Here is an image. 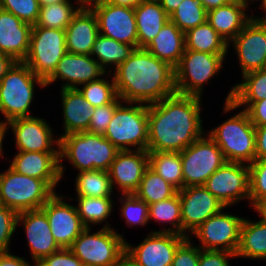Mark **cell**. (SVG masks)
Segmentation results:
<instances>
[{
  "label": "cell",
  "instance_id": "cell-1",
  "mask_svg": "<svg viewBox=\"0 0 266 266\" xmlns=\"http://www.w3.org/2000/svg\"><path fill=\"white\" fill-rule=\"evenodd\" d=\"M203 98L174 94L148 104V152H181L206 131Z\"/></svg>",
  "mask_w": 266,
  "mask_h": 266
},
{
  "label": "cell",
  "instance_id": "cell-2",
  "mask_svg": "<svg viewBox=\"0 0 266 266\" xmlns=\"http://www.w3.org/2000/svg\"><path fill=\"white\" fill-rule=\"evenodd\" d=\"M111 74L123 102L148 105L176 94L174 68L145 48H135Z\"/></svg>",
  "mask_w": 266,
  "mask_h": 266
},
{
  "label": "cell",
  "instance_id": "cell-3",
  "mask_svg": "<svg viewBox=\"0 0 266 266\" xmlns=\"http://www.w3.org/2000/svg\"><path fill=\"white\" fill-rule=\"evenodd\" d=\"M119 150L103 135L89 132L70 133L59 137V170L61 179L66 172L67 160L75 170L109 171Z\"/></svg>",
  "mask_w": 266,
  "mask_h": 266
},
{
  "label": "cell",
  "instance_id": "cell-4",
  "mask_svg": "<svg viewBox=\"0 0 266 266\" xmlns=\"http://www.w3.org/2000/svg\"><path fill=\"white\" fill-rule=\"evenodd\" d=\"M37 87L45 89V81L23 61H16L0 81V113L5 119L0 123L5 125L17 118L34 116L30 108L37 97Z\"/></svg>",
  "mask_w": 266,
  "mask_h": 266
},
{
  "label": "cell",
  "instance_id": "cell-5",
  "mask_svg": "<svg viewBox=\"0 0 266 266\" xmlns=\"http://www.w3.org/2000/svg\"><path fill=\"white\" fill-rule=\"evenodd\" d=\"M206 133L219 146L226 161L249 165L256 160L255 126L244 109Z\"/></svg>",
  "mask_w": 266,
  "mask_h": 266
},
{
  "label": "cell",
  "instance_id": "cell-6",
  "mask_svg": "<svg viewBox=\"0 0 266 266\" xmlns=\"http://www.w3.org/2000/svg\"><path fill=\"white\" fill-rule=\"evenodd\" d=\"M58 192L47 180L8 169L0 171V203L16 213L41 209Z\"/></svg>",
  "mask_w": 266,
  "mask_h": 266
},
{
  "label": "cell",
  "instance_id": "cell-7",
  "mask_svg": "<svg viewBox=\"0 0 266 266\" xmlns=\"http://www.w3.org/2000/svg\"><path fill=\"white\" fill-rule=\"evenodd\" d=\"M228 55L185 49L174 68L176 93L202 98L205 84L212 82L210 80L221 73Z\"/></svg>",
  "mask_w": 266,
  "mask_h": 266
},
{
  "label": "cell",
  "instance_id": "cell-8",
  "mask_svg": "<svg viewBox=\"0 0 266 266\" xmlns=\"http://www.w3.org/2000/svg\"><path fill=\"white\" fill-rule=\"evenodd\" d=\"M104 137L119 151H147L148 105L122 102L116 108Z\"/></svg>",
  "mask_w": 266,
  "mask_h": 266
},
{
  "label": "cell",
  "instance_id": "cell-9",
  "mask_svg": "<svg viewBox=\"0 0 266 266\" xmlns=\"http://www.w3.org/2000/svg\"><path fill=\"white\" fill-rule=\"evenodd\" d=\"M93 230L85 228L69 249L84 266H114L126 252L127 239L114 228Z\"/></svg>",
  "mask_w": 266,
  "mask_h": 266
},
{
  "label": "cell",
  "instance_id": "cell-10",
  "mask_svg": "<svg viewBox=\"0 0 266 266\" xmlns=\"http://www.w3.org/2000/svg\"><path fill=\"white\" fill-rule=\"evenodd\" d=\"M65 30L32 25L29 50L23 61L44 81L66 54Z\"/></svg>",
  "mask_w": 266,
  "mask_h": 266
},
{
  "label": "cell",
  "instance_id": "cell-11",
  "mask_svg": "<svg viewBox=\"0 0 266 266\" xmlns=\"http://www.w3.org/2000/svg\"><path fill=\"white\" fill-rule=\"evenodd\" d=\"M184 187L204 185L226 161L215 141L205 133L180 152Z\"/></svg>",
  "mask_w": 266,
  "mask_h": 266
},
{
  "label": "cell",
  "instance_id": "cell-12",
  "mask_svg": "<svg viewBox=\"0 0 266 266\" xmlns=\"http://www.w3.org/2000/svg\"><path fill=\"white\" fill-rule=\"evenodd\" d=\"M224 207L217 214L209 217L194 230L188 238H196L203 250L228 251L236 254L240 241L243 216L230 213ZM225 210L228 212H225Z\"/></svg>",
  "mask_w": 266,
  "mask_h": 266
},
{
  "label": "cell",
  "instance_id": "cell-13",
  "mask_svg": "<svg viewBox=\"0 0 266 266\" xmlns=\"http://www.w3.org/2000/svg\"><path fill=\"white\" fill-rule=\"evenodd\" d=\"M225 207H232L249 198V165L225 162L203 185Z\"/></svg>",
  "mask_w": 266,
  "mask_h": 266
},
{
  "label": "cell",
  "instance_id": "cell-14",
  "mask_svg": "<svg viewBox=\"0 0 266 266\" xmlns=\"http://www.w3.org/2000/svg\"><path fill=\"white\" fill-rule=\"evenodd\" d=\"M5 125L8 131L11 129V135H14L13 146H16V151L59 152V136L45 118L40 116L17 118Z\"/></svg>",
  "mask_w": 266,
  "mask_h": 266
},
{
  "label": "cell",
  "instance_id": "cell-15",
  "mask_svg": "<svg viewBox=\"0 0 266 266\" xmlns=\"http://www.w3.org/2000/svg\"><path fill=\"white\" fill-rule=\"evenodd\" d=\"M89 7L97 17L99 34L138 48L134 8L117 6L106 0L91 3Z\"/></svg>",
  "mask_w": 266,
  "mask_h": 266
},
{
  "label": "cell",
  "instance_id": "cell-16",
  "mask_svg": "<svg viewBox=\"0 0 266 266\" xmlns=\"http://www.w3.org/2000/svg\"><path fill=\"white\" fill-rule=\"evenodd\" d=\"M187 237L168 232H148L137 246L126 241V253L139 266H171L177 248Z\"/></svg>",
  "mask_w": 266,
  "mask_h": 266
},
{
  "label": "cell",
  "instance_id": "cell-17",
  "mask_svg": "<svg viewBox=\"0 0 266 266\" xmlns=\"http://www.w3.org/2000/svg\"><path fill=\"white\" fill-rule=\"evenodd\" d=\"M228 45L229 49L231 45L233 46L241 76L248 72L266 69V23L251 18Z\"/></svg>",
  "mask_w": 266,
  "mask_h": 266
},
{
  "label": "cell",
  "instance_id": "cell-18",
  "mask_svg": "<svg viewBox=\"0 0 266 266\" xmlns=\"http://www.w3.org/2000/svg\"><path fill=\"white\" fill-rule=\"evenodd\" d=\"M181 201L182 236H188L225 206L203 185L177 191Z\"/></svg>",
  "mask_w": 266,
  "mask_h": 266
},
{
  "label": "cell",
  "instance_id": "cell-19",
  "mask_svg": "<svg viewBox=\"0 0 266 266\" xmlns=\"http://www.w3.org/2000/svg\"><path fill=\"white\" fill-rule=\"evenodd\" d=\"M106 73L91 55L66 52L54 72L45 80V86L47 88L61 80V89H78L86 83L100 79Z\"/></svg>",
  "mask_w": 266,
  "mask_h": 266
},
{
  "label": "cell",
  "instance_id": "cell-20",
  "mask_svg": "<svg viewBox=\"0 0 266 266\" xmlns=\"http://www.w3.org/2000/svg\"><path fill=\"white\" fill-rule=\"evenodd\" d=\"M66 196L55 193L41 208L48 218L51 233L61 248H69L85 229L75 204L65 201Z\"/></svg>",
  "mask_w": 266,
  "mask_h": 266
},
{
  "label": "cell",
  "instance_id": "cell-21",
  "mask_svg": "<svg viewBox=\"0 0 266 266\" xmlns=\"http://www.w3.org/2000/svg\"><path fill=\"white\" fill-rule=\"evenodd\" d=\"M20 225L26 235L32 264H37L42 258L61 249L51 233L48 218L42 209L18 213L17 229Z\"/></svg>",
  "mask_w": 266,
  "mask_h": 266
},
{
  "label": "cell",
  "instance_id": "cell-22",
  "mask_svg": "<svg viewBox=\"0 0 266 266\" xmlns=\"http://www.w3.org/2000/svg\"><path fill=\"white\" fill-rule=\"evenodd\" d=\"M148 167V151H119L108 171L113 190L119 189L116 194L135 193Z\"/></svg>",
  "mask_w": 266,
  "mask_h": 266
},
{
  "label": "cell",
  "instance_id": "cell-23",
  "mask_svg": "<svg viewBox=\"0 0 266 266\" xmlns=\"http://www.w3.org/2000/svg\"><path fill=\"white\" fill-rule=\"evenodd\" d=\"M9 167L19 174L47 180L55 189L60 183L59 152L17 151Z\"/></svg>",
  "mask_w": 266,
  "mask_h": 266
},
{
  "label": "cell",
  "instance_id": "cell-24",
  "mask_svg": "<svg viewBox=\"0 0 266 266\" xmlns=\"http://www.w3.org/2000/svg\"><path fill=\"white\" fill-rule=\"evenodd\" d=\"M98 35V20L95 13L89 6H82L65 29L67 52L90 55Z\"/></svg>",
  "mask_w": 266,
  "mask_h": 266
},
{
  "label": "cell",
  "instance_id": "cell-25",
  "mask_svg": "<svg viewBox=\"0 0 266 266\" xmlns=\"http://www.w3.org/2000/svg\"><path fill=\"white\" fill-rule=\"evenodd\" d=\"M32 25L0 8V51L15 61H24L28 54Z\"/></svg>",
  "mask_w": 266,
  "mask_h": 266
},
{
  "label": "cell",
  "instance_id": "cell-26",
  "mask_svg": "<svg viewBox=\"0 0 266 266\" xmlns=\"http://www.w3.org/2000/svg\"><path fill=\"white\" fill-rule=\"evenodd\" d=\"M251 0H232L207 12L206 21L229 44L251 19ZM249 8V9H248Z\"/></svg>",
  "mask_w": 266,
  "mask_h": 266
},
{
  "label": "cell",
  "instance_id": "cell-27",
  "mask_svg": "<svg viewBox=\"0 0 266 266\" xmlns=\"http://www.w3.org/2000/svg\"><path fill=\"white\" fill-rule=\"evenodd\" d=\"M62 114V133L59 137L70 133L86 132L89 127L94 107L84 98L78 89H60Z\"/></svg>",
  "mask_w": 266,
  "mask_h": 266
},
{
  "label": "cell",
  "instance_id": "cell-28",
  "mask_svg": "<svg viewBox=\"0 0 266 266\" xmlns=\"http://www.w3.org/2000/svg\"><path fill=\"white\" fill-rule=\"evenodd\" d=\"M145 49L175 68L186 49L185 33L169 20Z\"/></svg>",
  "mask_w": 266,
  "mask_h": 266
},
{
  "label": "cell",
  "instance_id": "cell-29",
  "mask_svg": "<svg viewBox=\"0 0 266 266\" xmlns=\"http://www.w3.org/2000/svg\"><path fill=\"white\" fill-rule=\"evenodd\" d=\"M138 48H145L169 21L158 0H144L134 8Z\"/></svg>",
  "mask_w": 266,
  "mask_h": 266
},
{
  "label": "cell",
  "instance_id": "cell-30",
  "mask_svg": "<svg viewBox=\"0 0 266 266\" xmlns=\"http://www.w3.org/2000/svg\"><path fill=\"white\" fill-rule=\"evenodd\" d=\"M266 260V222L259 218L258 221L244 218L240 231V241L236 258Z\"/></svg>",
  "mask_w": 266,
  "mask_h": 266
},
{
  "label": "cell",
  "instance_id": "cell-31",
  "mask_svg": "<svg viewBox=\"0 0 266 266\" xmlns=\"http://www.w3.org/2000/svg\"><path fill=\"white\" fill-rule=\"evenodd\" d=\"M66 200H75L78 215L85 228H92L104 222L102 228H114L107 221L115 208L113 197H74L66 195ZM106 221V222H105ZM93 225V226H92ZM112 226V227H111Z\"/></svg>",
  "mask_w": 266,
  "mask_h": 266
},
{
  "label": "cell",
  "instance_id": "cell-32",
  "mask_svg": "<svg viewBox=\"0 0 266 266\" xmlns=\"http://www.w3.org/2000/svg\"><path fill=\"white\" fill-rule=\"evenodd\" d=\"M241 79L240 83L231 86L224 102L254 103L266 98V69L248 72Z\"/></svg>",
  "mask_w": 266,
  "mask_h": 266
},
{
  "label": "cell",
  "instance_id": "cell-33",
  "mask_svg": "<svg viewBox=\"0 0 266 266\" xmlns=\"http://www.w3.org/2000/svg\"><path fill=\"white\" fill-rule=\"evenodd\" d=\"M134 49L131 45L99 34L90 55L107 73H111L130 56Z\"/></svg>",
  "mask_w": 266,
  "mask_h": 266
},
{
  "label": "cell",
  "instance_id": "cell-34",
  "mask_svg": "<svg viewBox=\"0 0 266 266\" xmlns=\"http://www.w3.org/2000/svg\"><path fill=\"white\" fill-rule=\"evenodd\" d=\"M186 49L209 54H228L229 45L212 27L205 21L203 24L189 29L185 33Z\"/></svg>",
  "mask_w": 266,
  "mask_h": 266
},
{
  "label": "cell",
  "instance_id": "cell-35",
  "mask_svg": "<svg viewBox=\"0 0 266 266\" xmlns=\"http://www.w3.org/2000/svg\"><path fill=\"white\" fill-rule=\"evenodd\" d=\"M149 223L155 221L158 224H167L163 230H153L151 232H168L182 235L181 201L178 192L169 199L159 201L149 205ZM169 223V224H168Z\"/></svg>",
  "mask_w": 266,
  "mask_h": 266
},
{
  "label": "cell",
  "instance_id": "cell-36",
  "mask_svg": "<svg viewBox=\"0 0 266 266\" xmlns=\"http://www.w3.org/2000/svg\"><path fill=\"white\" fill-rule=\"evenodd\" d=\"M76 197H113L110 175L105 170L80 171L75 177Z\"/></svg>",
  "mask_w": 266,
  "mask_h": 266
},
{
  "label": "cell",
  "instance_id": "cell-37",
  "mask_svg": "<svg viewBox=\"0 0 266 266\" xmlns=\"http://www.w3.org/2000/svg\"><path fill=\"white\" fill-rule=\"evenodd\" d=\"M149 167L177 190L184 188L180 152H148Z\"/></svg>",
  "mask_w": 266,
  "mask_h": 266
},
{
  "label": "cell",
  "instance_id": "cell-38",
  "mask_svg": "<svg viewBox=\"0 0 266 266\" xmlns=\"http://www.w3.org/2000/svg\"><path fill=\"white\" fill-rule=\"evenodd\" d=\"M83 5L78 1L68 0L40 6L37 26L65 30L71 23L73 16Z\"/></svg>",
  "mask_w": 266,
  "mask_h": 266
},
{
  "label": "cell",
  "instance_id": "cell-39",
  "mask_svg": "<svg viewBox=\"0 0 266 266\" xmlns=\"http://www.w3.org/2000/svg\"><path fill=\"white\" fill-rule=\"evenodd\" d=\"M177 191L170 183L148 167L138 190L134 194L150 205L171 198Z\"/></svg>",
  "mask_w": 266,
  "mask_h": 266
},
{
  "label": "cell",
  "instance_id": "cell-40",
  "mask_svg": "<svg viewBox=\"0 0 266 266\" xmlns=\"http://www.w3.org/2000/svg\"><path fill=\"white\" fill-rule=\"evenodd\" d=\"M78 90L91 103L92 107L107 105L118 97L111 73H106L100 79L82 85Z\"/></svg>",
  "mask_w": 266,
  "mask_h": 266
},
{
  "label": "cell",
  "instance_id": "cell-41",
  "mask_svg": "<svg viewBox=\"0 0 266 266\" xmlns=\"http://www.w3.org/2000/svg\"><path fill=\"white\" fill-rule=\"evenodd\" d=\"M206 19L207 11L199 0H183L178 8L169 15V20L184 33L203 24Z\"/></svg>",
  "mask_w": 266,
  "mask_h": 266
},
{
  "label": "cell",
  "instance_id": "cell-42",
  "mask_svg": "<svg viewBox=\"0 0 266 266\" xmlns=\"http://www.w3.org/2000/svg\"><path fill=\"white\" fill-rule=\"evenodd\" d=\"M116 198L120 204V216L124 219L126 226L147 227L149 222V205L133 194H117Z\"/></svg>",
  "mask_w": 266,
  "mask_h": 266
},
{
  "label": "cell",
  "instance_id": "cell-43",
  "mask_svg": "<svg viewBox=\"0 0 266 266\" xmlns=\"http://www.w3.org/2000/svg\"><path fill=\"white\" fill-rule=\"evenodd\" d=\"M249 198L251 209L266 202V160L249 164Z\"/></svg>",
  "mask_w": 266,
  "mask_h": 266
},
{
  "label": "cell",
  "instance_id": "cell-44",
  "mask_svg": "<svg viewBox=\"0 0 266 266\" xmlns=\"http://www.w3.org/2000/svg\"><path fill=\"white\" fill-rule=\"evenodd\" d=\"M0 8L13 13L17 18L35 25L39 18L38 0H0Z\"/></svg>",
  "mask_w": 266,
  "mask_h": 266
},
{
  "label": "cell",
  "instance_id": "cell-45",
  "mask_svg": "<svg viewBox=\"0 0 266 266\" xmlns=\"http://www.w3.org/2000/svg\"><path fill=\"white\" fill-rule=\"evenodd\" d=\"M122 102L123 101L117 97L112 103L94 107V113L91 116L89 127L86 132L104 136L116 108Z\"/></svg>",
  "mask_w": 266,
  "mask_h": 266
},
{
  "label": "cell",
  "instance_id": "cell-46",
  "mask_svg": "<svg viewBox=\"0 0 266 266\" xmlns=\"http://www.w3.org/2000/svg\"><path fill=\"white\" fill-rule=\"evenodd\" d=\"M18 213L0 204V253L11 251L12 236L17 231Z\"/></svg>",
  "mask_w": 266,
  "mask_h": 266
},
{
  "label": "cell",
  "instance_id": "cell-47",
  "mask_svg": "<svg viewBox=\"0 0 266 266\" xmlns=\"http://www.w3.org/2000/svg\"><path fill=\"white\" fill-rule=\"evenodd\" d=\"M239 107H243L254 126H266V98L254 103H233L230 100L224 102L222 110L224 114H229Z\"/></svg>",
  "mask_w": 266,
  "mask_h": 266
},
{
  "label": "cell",
  "instance_id": "cell-48",
  "mask_svg": "<svg viewBox=\"0 0 266 266\" xmlns=\"http://www.w3.org/2000/svg\"><path fill=\"white\" fill-rule=\"evenodd\" d=\"M201 249L187 238L176 250L171 266H198Z\"/></svg>",
  "mask_w": 266,
  "mask_h": 266
},
{
  "label": "cell",
  "instance_id": "cell-49",
  "mask_svg": "<svg viewBox=\"0 0 266 266\" xmlns=\"http://www.w3.org/2000/svg\"><path fill=\"white\" fill-rule=\"evenodd\" d=\"M38 266H84L81 260L74 255L69 248H61L58 251L42 258Z\"/></svg>",
  "mask_w": 266,
  "mask_h": 266
},
{
  "label": "cell",
  "instance_id": "cell-50",
  "mask_svg": "<svg viewBox=\"0 0 266 266\" xmlns=\"http://www.w3.org/2000/svg\"><path fill=\"white\" fill-rule=\"evenodd\" d=\"M234 258L236 254L228 251L201 249L198 266H231L229 260Z\"/></svg>",
  "mask_w": 266,
  "mask_h": 266
},
{
  "label": "cell",
  "instance_id": "cell-51",
  "mask_svg": "<svg viewBox=\"0 0 266 266\" xmlns=\"http://www.w3.org/2000/svg\"><path fill=\"white\" fill-rule=\"evenodd\" d=\"M256 160H266V126H255Z\"/></svg>",
  "mask_w": 266,
  "mask_h": 266
},
{
  "label": "cell",
  "instance_id": "cell-52",
  "mask_svg": "<svg viewBox=\"0 0 266 266\" xmlns=\"http://www.w3.org/2000/svg\"><path fill=\"white\" fill-rule=\"evenodd\" d=\"M0 266H31L28 259L12 254V251L0 253Z\"/></svg>",
  "mask_w": 266,
  "mask_h": 266
},
{
  "label": "cell",
  "instance_id": "cell-53",
  "mask_svg": "<svg viewBox=\"0 0 266 266\" xmlns=\"http://www.w3.org/2000/svg\"><path fill=\"white\" fill-rule=\"evenodd\" d=\"M16 61L0 51V81Z\"/></svg>",
  "mask_w": 266,
  "mask_h": 266
},
{
  "label": "cell",
  "instance_id": "cell-54",
  "mask_svg": "<svg viewBox=\"0 0 266 266\" xmlns=\"http://www.w3.org/2000/svg\"><path fill=\"white\" fill-rule=\"evenodd\" d=\"M164 11L170 15L175 11L183 0H158Z\"/></svg>",
  "mask_w": 266,
  "mask_h": 266
},
{
  "label": "cell",
  "instance_id": "cell-55",
  "mask_svg": "<svg viewBox=\"0 0 266 266\" xmlns=\"http://www.w3.org/2000/svg\"><path fill=\"white\" fill-rule=\"evenodd\" d=\"M258 1L260 4L258 5V7H254V10L256 8H259L262 12L264 11L263 13L265 14H262L263 16L262 15L254 16V13L253 14L251 13V18L257 22L266 23V0H251V4L254 5V2L258 3Z\"/></svg>",
  "mask_w": 266,
  "mask_h": 266
},
{
  "label": "cell",
  "instance_id": "cell-56",
  "mask_svg": "<svg viewBox=\"0 0 266 266\" xmlns=\"http://www.w3.org/2000/svg\"><path fill=\"white\" fill-rule=\"evenodd\" d=\"M205 10L208 12L211 9L218 8L231 2L232 0H199Z\"/></svg>",
  "mask_w": 266,
  "mask_h": 266
},
{
  "label": "cell",
  "instance_id": "cell-57",
  "mask_svg": "<svg viewBox=\"0 0 266 266\" xmlns=\"http://www.w3.org/2000/svg\"><path fill=\"white\" fill-rule=\"evenodd\" d=\"M106 1L117 6L135 8L144 0H106Z\"/></svg>",
  "mask_w": 266,
  "mask_h": 266
},
{
  "label": "cell",
  "instance_id": "cell-58",
  "mask_svg": "<svg viewBox=\"0 0 266 266\" xmlns=\"http://www.w3.org/2000/svg\"><path fill=\"white\" fill-rule=\"evenodd\" d=\"M114 266H139L126 252L119 258Z\"/></svg>",
  "mask_w": 266,
  "mask_h": 266
},
{
  "label": "cell",
  "instance_id": "cell-59",
  "mask_svg": "<svg viewBox=\"0 0 266 266\" xmlns=\"http://www.w3.org/2000/svg\"><path fill=\"white\" fill-rule=\"evenodd\" d=\"M9 133V131L6 128V125L0 123V159L5 158L4 154V148H3V141H5L6 134Z\"/></svg>",
  "mask_w": 266,
  "mask_h": 266
},
{
  "label": "cell",
  "instance_id": "cell-60",
  "mask_svg": "<svg viewBox=\"0 0 266 266\" xmlns=\"http://www.w3.org/2000/svg\"><path fill=\"white\" fill-rule=\"evenodd\" d=\"M258 214V217L263 219L266 222V202L261 203L258 205L254 210Z\"/></svg>",
  "mask_w": 266,
  "mask_h": 266
},
{
  "label": "cell",
  "instance_id": "cell-61",
  "mask_svg": "<svg viewBox=\"0 0 266 266\" xmlns=\"http://www.w3.org/2000/svg\"><path fill=\"white\" fill-rule=\"evenodd\" d=\"M38 1H39L40 6H46V5H50L53 3H59V2H64L68 0H38Z\"/></svg>",
  "mask_w": 266,
  "mask_h": 266
},
{
  "label": "cell",
  "instance_id": "cell-62",
  "mask_svg": "<svg viewBox=\"0 0 266 266\" xmlns=\"http://www.w3.org/2000/svg\"><path fill=\"white\" fill-rule=\"evenodd\" d=\"M83 6H89L91 3H94L96 1L100 0H78Z\"/></svg>",
  "mask_w": 266,
  "mask_h": 266
}]
</instances>
